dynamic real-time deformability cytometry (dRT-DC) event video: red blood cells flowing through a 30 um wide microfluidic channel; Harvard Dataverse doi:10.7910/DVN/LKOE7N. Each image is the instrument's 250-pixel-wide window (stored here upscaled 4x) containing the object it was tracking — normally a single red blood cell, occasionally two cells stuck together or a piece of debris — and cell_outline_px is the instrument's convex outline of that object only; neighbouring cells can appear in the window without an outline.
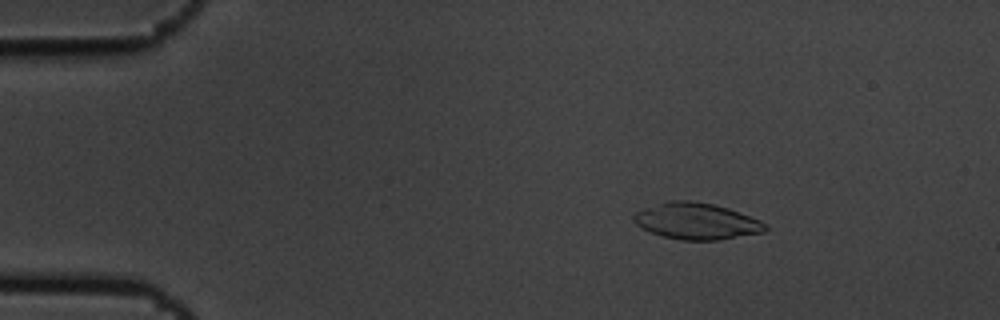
{"species": "common noctule bat (a hibernating species)", "species_latin": "Nyctalus noctula", "temperature_condition": "cold", "stored_images_in_passage": 5, "camera_frame_rate_fps": 3000, "um_per_image_px": 0.085, "animal": {"sex": "male", "body_mass_g": 19.5, "forearm_length_mm": 54.6}, "frame": {"image": 1, "passage_image": 2, "time_ms": 0.333, "image_size_px": [1000, 320], "cell_outline_px": [[768, 228], [764, 232], [720, 240], [680, 240], [664, 236], [640, 228], [632, 220], [632, 212], [668, 200], [692, 200], [712, 204], [728, 208], [760, 220], [768, 224]], "centroid_in_image_um": [59.18, 18.79], "position_along_channel_um": 25.8, "area_um2": 28.15}}